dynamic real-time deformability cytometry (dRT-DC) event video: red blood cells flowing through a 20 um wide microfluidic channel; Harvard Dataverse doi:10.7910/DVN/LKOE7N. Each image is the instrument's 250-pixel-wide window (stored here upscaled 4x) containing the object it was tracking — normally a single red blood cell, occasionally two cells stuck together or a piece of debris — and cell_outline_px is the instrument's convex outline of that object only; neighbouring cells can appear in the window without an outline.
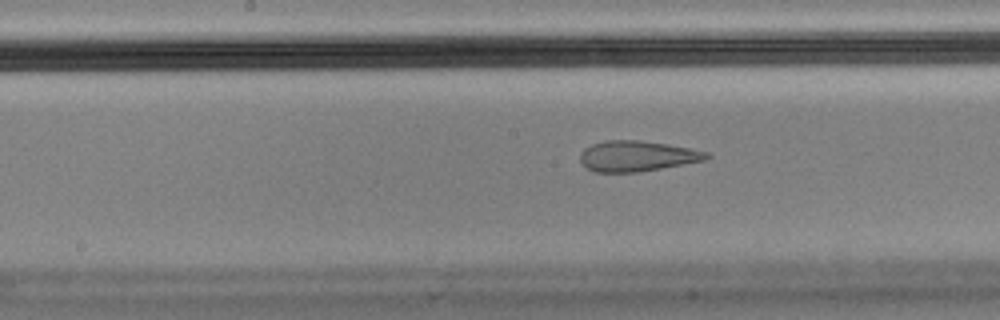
{"species": "Egyptian fruit bat (a non-hibernating species)", "species_latin": "Rousettus aegyptiacus", "temperature_condition": "cold", "stored_images_in_passage": 42, "camera_frame_rate_fps": 3000, "um_per_image_px": 0.085, "animal": {"sex": "male"}, "frame": {"image": 1, "passage_image": 13, "time_ms": 4.0, "image_size_px": [1000, 320], "cell_outline_px": [[712, 156], [708, 160], [640, 172], [596, 172], [588, 168], [580, 160], [580, 152], [584, 148], [592, 144], [608, 140], [640, 140], [668, 144], [708, 152]], "centroid_in_image_um": [54.19, 13.27], "position_along_channel_um": 194.0, "area_um2": 22.6}, "authors_computed_cell_mechanics": {"area_um2": 25.6632, "velocity_mm_per_s": 3.4557, "shape_relaxation_time_tau1_ms": null, "shape_relaxation_time_tau2_ms": 1.8272, "deformation_change_tau1": null, "deformation_change_tau2": 0.0882}}